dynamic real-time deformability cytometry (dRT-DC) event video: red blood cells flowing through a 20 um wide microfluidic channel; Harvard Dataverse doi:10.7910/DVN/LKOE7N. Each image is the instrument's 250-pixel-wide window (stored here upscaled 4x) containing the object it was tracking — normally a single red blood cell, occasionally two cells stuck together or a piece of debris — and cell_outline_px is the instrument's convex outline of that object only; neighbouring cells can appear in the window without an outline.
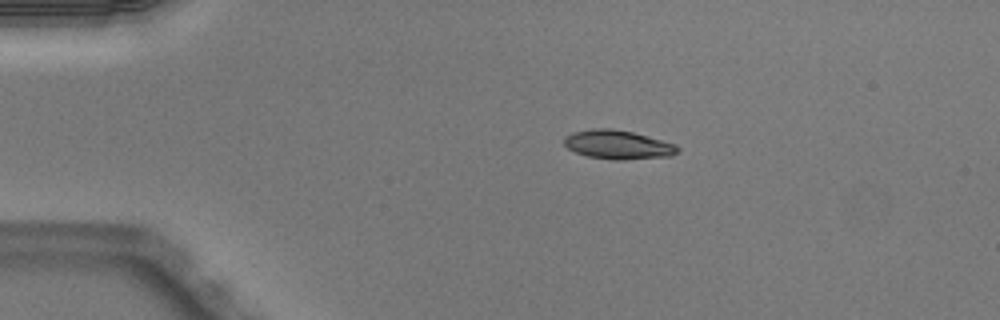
{"species": "Egyptian fruit bat (a non-hibernating species)", "species_latin": "Rousettus aegyptiacus", "temperature_condition": "warm", "stored_images_in_passage": 41, "camera_frame_rate_fps": 3000, "um_per_image_px": 0.085, "animal": {"sex": "male"}, "frame": {"image": 1, "passage_image": 1, "time_ms": 0.0, "image_size_px": [1000, 320], "cell_outline_px": [[680, 152], [672, 156], [620, 160], [612, 160], [588, 156], [576, 152], [568, 148], [564, 144], [564, 136], [572, 132], [592, 128], [612, 128], [632, 132], [676, 144], [680, 148]], "centroid_in_image_um": [52.53, 12.29], "position_along_channel_um": 32.5, "area_um2": 19.25}}
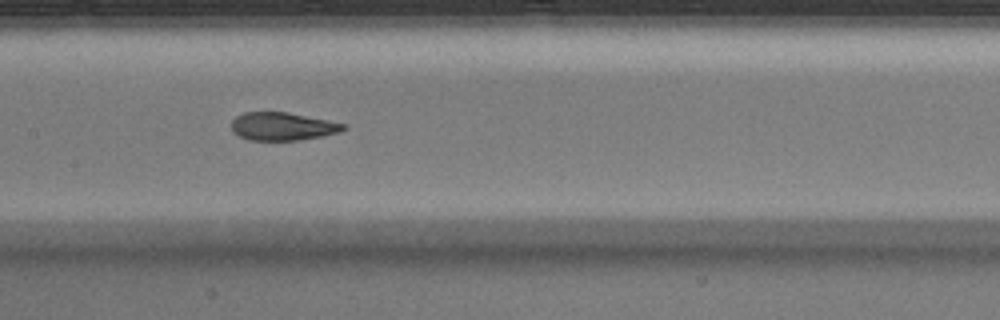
{"frame": {"image": 2, "passage_image": 16, "time_ms": 5.0, "image_size_px": [1000, 320], "cell_outline_px": [[348, 128], [340, 132], [320, 136], [296, 140], [248, 140], [232, 132], [232, 120], [236, 116], [244, 112], [288, 112], [348, 124]], "centroid_in_image_um": [24.03, 10.73], "position_along_channel_um": 183.4, "area_um2": 18.32}}
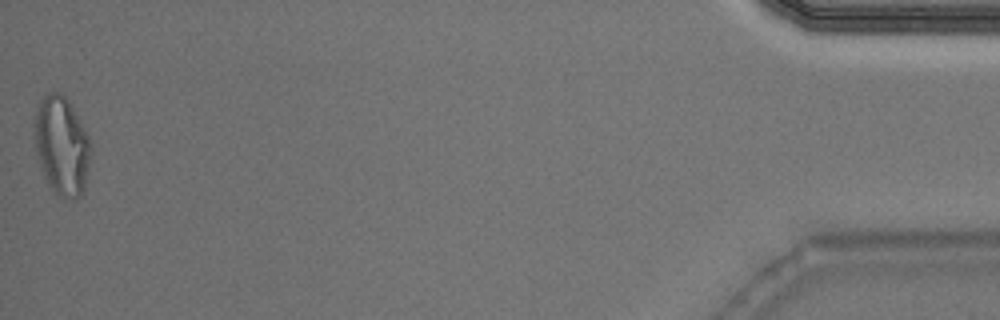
{"frame": {"image": 3, "passage_image": 41, "time_ms": 13.333, "image_size_px": [1000, 320], "cell_outline_px": [[92, 152], [84, 192], [80, 196], [60, 196], [48, 184], [44, 176], [36, 156], [32, 136], [32, 120], [40, 100], [48, 92], [60, 92], [68, 100], [80, 120], [92, 144]], "centroid_in_image_um": [5.22, 12.34], "position_along_channel_um": 430.0, "area_um2": 32.95}, "authors_computed_cell_mechanics": {"area_um2": 19.5364, "velocity_mm_per_s": 4.0483, "shape_relaxation_time_tau1_ms": 8.3997, "shape_relaxation_time_tau2_ms": 1.2513, "deformation_change_tau1": 0.2861, "deformation_change_tau2": 0.0821}}